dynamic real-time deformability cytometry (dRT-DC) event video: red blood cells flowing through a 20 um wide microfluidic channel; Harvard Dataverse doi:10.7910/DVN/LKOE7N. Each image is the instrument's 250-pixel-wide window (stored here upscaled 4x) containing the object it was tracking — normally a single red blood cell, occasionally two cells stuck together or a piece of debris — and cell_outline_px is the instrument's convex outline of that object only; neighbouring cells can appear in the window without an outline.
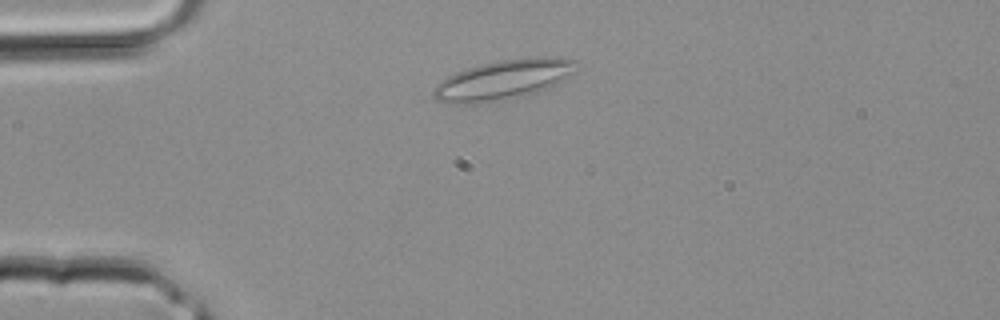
{"species": "common noctule bat (a hibernating species)", "species_latin": "Nyctalus noctula", "temperature_condition": "room temperature", "stored_images_in_passage": 2, "camera_frame_rate_fps": 3000, "um_per_image_px": 0.085, "animal": {"sex": "male", "body_mass_g": 20.4}, "frame": {"image": 1, "passage_image": 2, "time_ms": 0.333, "image_size_px": [1000, 320], "cell_outline_px": [[576, 60], [572, 72], [568, 76], [556, 84], [536, 92], [472, 104], [448, 104], [436, 100], [432, 96], [432, 92], [436, 84], [448, 76], [456, 72], [468, 68], [500, 60], [540, 56]], "centroid_in_image_um": [42.69, 6.78], "position_along_channel_um": 42.3, "area_um2": 32.25}}